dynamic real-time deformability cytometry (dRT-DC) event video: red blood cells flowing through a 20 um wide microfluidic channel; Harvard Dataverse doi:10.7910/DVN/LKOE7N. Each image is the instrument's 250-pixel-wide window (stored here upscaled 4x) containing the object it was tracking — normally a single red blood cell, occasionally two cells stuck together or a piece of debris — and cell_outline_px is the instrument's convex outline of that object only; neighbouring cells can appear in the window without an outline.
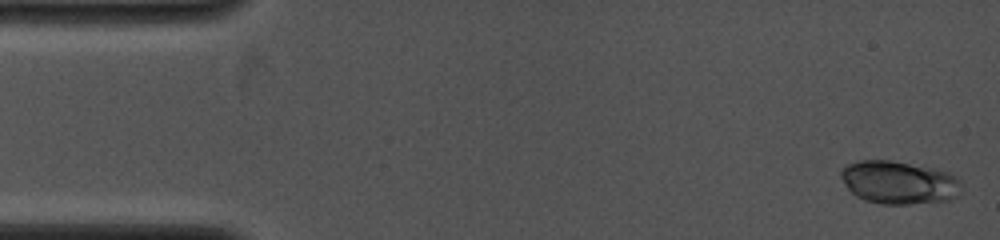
{"species": "common noctule bat (a hibernating species)", "species_latin": "Nyctalus noctula", "temperature_condition": "cold", "stored_images_in_passage": 5, "segment_of_instrument_passage": [1, 2], "camera_frame_rate_fps": 4000, "um_per_image_px": 0.085, "animal": {"sex": "female", "body_mass_g": 19.0, "forearm_length_mm": 53.3}, "frame": {"image": 1, "passage_image": 1, "time_ms": 0.0, "image_size_px": [1000, 240], "cell_outline_px": [[960, 196], [952, 200], [908, 204], [880, 204], [864, 200], [856, 196], [848, 188], [840, 176], [840, 168], [848, 164], [860, 160], [888, 160], [932, 168], [948, 172], [956, 176], [960, 180]], "centroid_in_image_um": [76.41, 15.52], "position_along_channel_um": 8.6, "area_um2": 30.35}}
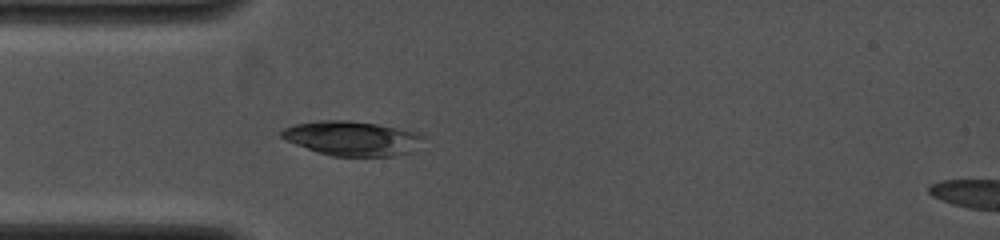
{"frame": {"image": 2, "passage_image": 4, "time_ms": 3.75, "image_size_px": [1000, 240], "cell_outline_px": [[428, 136], [412, 152], [396, 156], [332, 156], [316, 152], [284, 140], [280, 136], [280, 132], [284, 128], [292, 124], [316, 120], [348, 120], [376, 124], [420, 132]], "centroid_in_image_um": [29.95, 11.76], "position_along_channel_um": 55.1, "area_um2": 29.07}}